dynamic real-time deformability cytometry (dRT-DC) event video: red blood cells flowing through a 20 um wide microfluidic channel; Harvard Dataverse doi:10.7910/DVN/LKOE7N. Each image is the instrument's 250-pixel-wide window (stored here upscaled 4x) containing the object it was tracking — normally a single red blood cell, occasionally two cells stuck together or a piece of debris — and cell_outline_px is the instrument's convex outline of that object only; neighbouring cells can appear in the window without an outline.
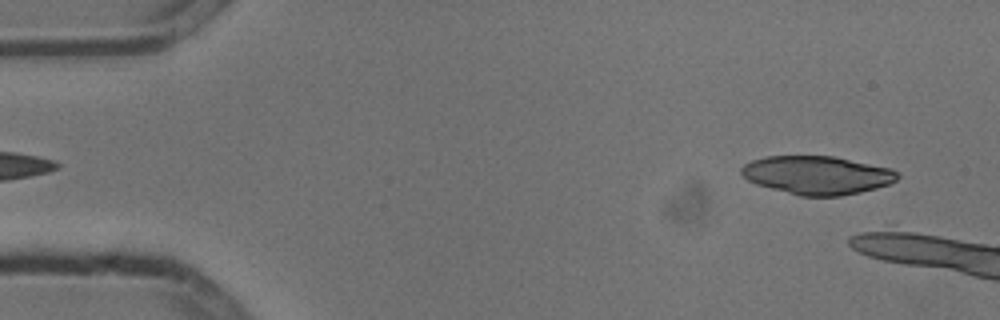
{"species": "common noctule bat (a hibernating species)", "species_latin": "Nyctalus noctula", "temperature_condition": "cold", "stored_images_in_passage": 5, "camera_frame_rate_fps": 3000, "um_per_image_px": 0.085, "animal": {"sex": "male", "body_mass_g": 13.3}, "frame": {"image": 1, "passage_image": 5, "time_ms": 1.333, "image_size_px": [1000, 320], "cell_outline_px": [[900, 176], [896, 180], [888, 184], [876, 188], [860, 192], [840, 196], [800, 196], [756, 184], [748, 180], [740, 172], [740, 168], [744, 164], [752, 160], [764, 156], [836, 156], [892, 168]], "centroid_in_image_um": [69.46, 14.87], "position_along_channel_um": 15.5, "area_um2": 35.03}}